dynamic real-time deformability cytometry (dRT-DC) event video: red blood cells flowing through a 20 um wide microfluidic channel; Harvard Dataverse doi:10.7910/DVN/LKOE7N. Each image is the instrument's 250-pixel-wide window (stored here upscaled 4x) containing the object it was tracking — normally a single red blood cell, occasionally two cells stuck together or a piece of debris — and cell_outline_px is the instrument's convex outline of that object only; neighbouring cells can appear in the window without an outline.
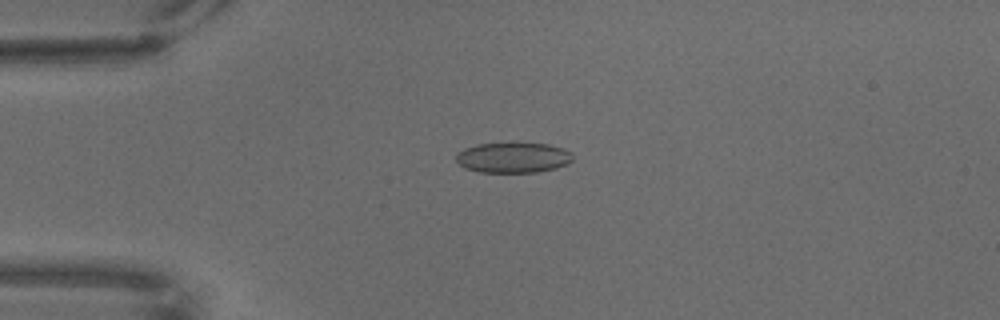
{"species": "common noctule bat (a hibernating species)", "species_latin": "Nyctalus noctula", "temperature_condition": "warm", "stored_images_in_passage": 69, "camera_frame_rate_fps": 3000, "um_per_image_px": 0.085, "animal": {"sex": "male", "body_mass_g": 18.8}, "frame": {"image": 1, "passage_image": 17, "time_ms": 5.333, "image_size_px": [1000, 320], "cell_outline_px": [[572, 160], [568, 164], [556, 168], [536, 172], [480, 172], [464, 168], [456, 160], [456, 152], [464, 148], [476, 144], [548, 144], [564, 148], [572, 152]], "centroid_in_image_um": [43.61, 13.4], "position_along_channel_um": 41.4, "area_um2": 20.58}}
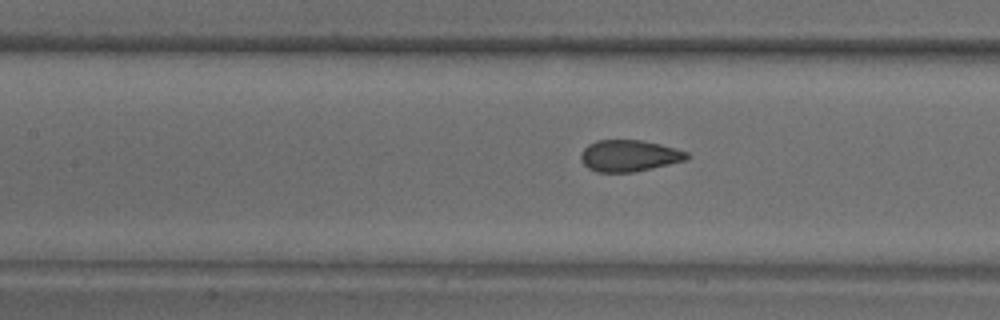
{"frame": {"image": 2, "passage_image": 31, "time_ms": 10.0, "image_size_px": [1000, 320], "cell_outline_px": [[688, 160], [636, 172], [596, 172], [588, 168], [580, 160], [580, 152], [588, 144], [596, 140], [640, 140], [660, 144], [688, 152]], "centroid_in_image_um": [53.46, 13.24], "position_along_channel_um": 153.9, "area_um2": 19.65}}
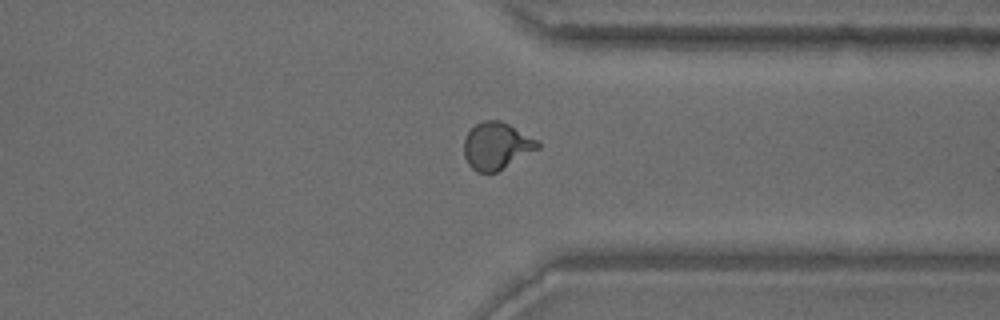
{"frame": {"image": 3, "passage_image": 53, "time_ms": 17.333, "image_size_px": [1000, 320], "cell_outline_px": [[540, 148], [496, 172], [476, 172], [468, 164], [464, 156], [464, 140], [468, 132], [476, 124], [484, 120], [500, 120], [540, 140]], "centroid_in_image_um": [42.22, 12.39], "position_along_channel_um": 369.2, "area_um2": 20.23}}